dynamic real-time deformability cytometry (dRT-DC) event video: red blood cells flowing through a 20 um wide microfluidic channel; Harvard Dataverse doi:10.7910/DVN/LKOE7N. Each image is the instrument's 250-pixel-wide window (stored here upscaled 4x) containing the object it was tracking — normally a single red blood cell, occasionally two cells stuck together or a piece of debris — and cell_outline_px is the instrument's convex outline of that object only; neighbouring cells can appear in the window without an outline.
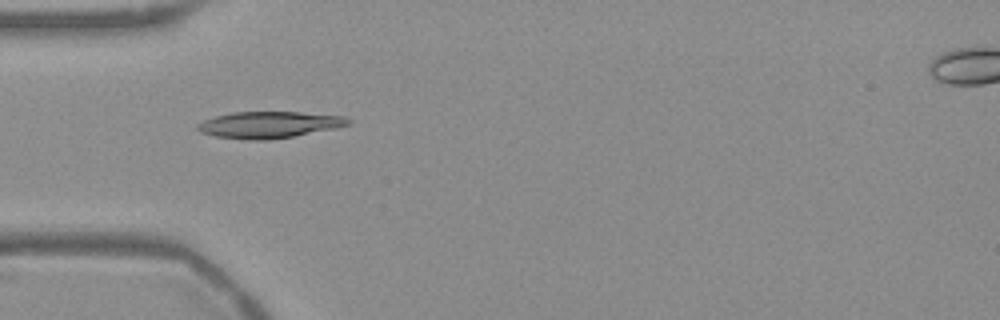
{"species": "Egyptian fruit bat (a non-hibernating species)", "species_latin": "Rousettus aegyptiacus", "temperature_condition": "warm", "stored_images_in_passage": 38, "camera_frame_rate_fps": 3000, "um_per_image_px": 0.085, "frame": {"image": 1, "passage_image": 1, "time_ms": 0.0, "image_size_px": [1000, 320], "cell_outline_px": [[352, 124], [292, 136], [268, 140], [256, 140], [216, 136], [200, 132], [196, 128], [196, 124], [204, 120], [216, 116], [232, 112], [300, 112], [344, 116], [352, 120]], "centroid_in_image_um": [22.86, 10.59], "position_along_channel_um": 62.1, "area_um2": 23.0}}
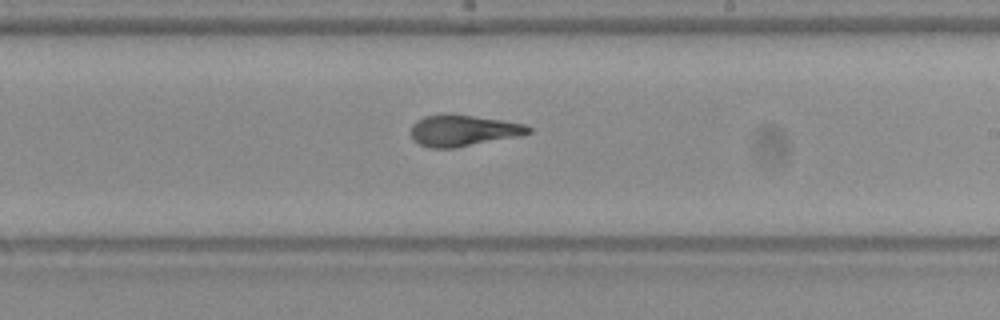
{"frame": {"image": 2, "passage_image": 16, "time_ms": 5.0, "image_size_px": [1000, 320], "cell_outline_px": [[532, 132], [520, 136], [452, 148], [428, 148], [412, 140], [412, 124], [416, 120], [424, 116], [444, 112], [500, 120], [524, 124], [532, 128]], "centroid_in_image_um": [39.33, 11.08], "position_along_channel_um": 249.7, "area_um2": 21.5}}
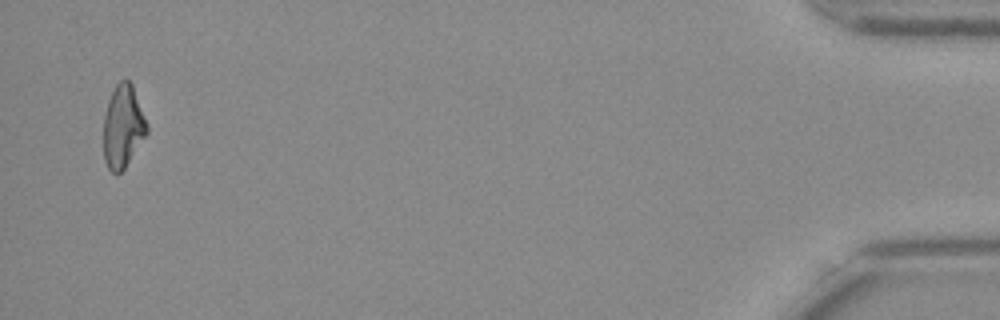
{"frame": {"image": 3, "passage_image": 37, "time_ms": 12.0, "image_size_px": [1000, 320], "cell_outline_px": [[148, 132], [124, 168], [120, 172], [112, 172], [108, 168], [104, 160], [104, 116], [108, 100], [116, 84], [120, 80], [128, 80], [132, 84], [148, 124]], "centroid_in_image_um": [10.45, 10.73], "position_along_channel_um": 424.7, "area_um2": 20.69}, "authors_computed_cell_mechanics": {"area_um2": 21.6172, "velocity_mm_per_s": 3.7626, "shape_relaxation_time_tau1_ms": 10.1655, "shape_relaxation_time_tau2_ms": 1.4559, "deformation_change_tau1": 0.3223, "deformation_change_tau2": 0.0932}}